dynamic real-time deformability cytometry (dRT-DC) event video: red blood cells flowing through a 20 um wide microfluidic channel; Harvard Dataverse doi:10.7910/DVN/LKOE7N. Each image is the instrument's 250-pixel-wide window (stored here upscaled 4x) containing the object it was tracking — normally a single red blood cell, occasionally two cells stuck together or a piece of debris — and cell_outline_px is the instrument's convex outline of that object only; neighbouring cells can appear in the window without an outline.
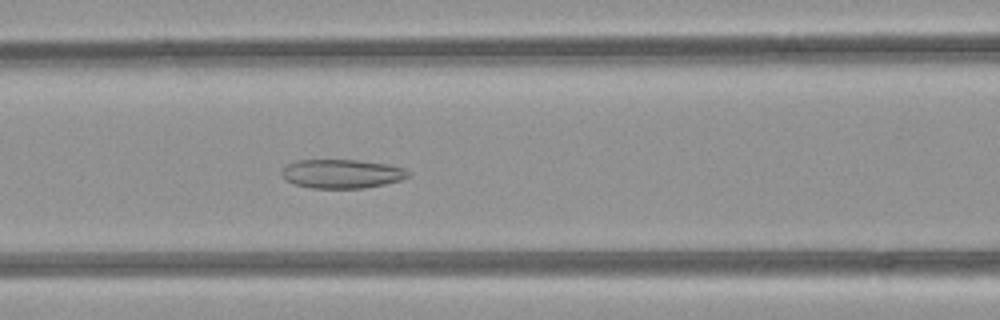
{"species": "common noctule bat (a hibernating species)", "species_latin": "Nyctalus noctula", "temperature_condition": "room temperature", "stored_images_in_passage": 52, "camera_frame_rate_fps": 3000, "um_per_image_px": 0.085, "animal": {"sex": "female", "body_mass_g": 21.9}, "frame": {"image": 1, "passage_image": 22, "time_ms": 7.0, "image_size_px": [1000, 320], "cell_outline_px": [[412, 176], [400, 180], [384, 184], [364, 188], [308, 188], [284, 180], [280, 172], [288, 164], [296, 160], [356, 160], [388, 164], [404, 168], [412, 172]], "centroid_in_image_um": [29.08, 14.77], "position_along_channel_um": 137.5, "area_um2": 21.5}}
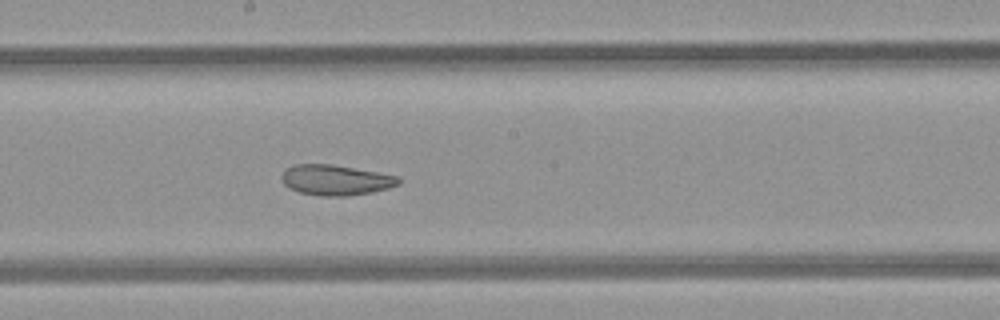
{"frame": {"image": 2, "passage_image": 28, "time_ms": 9.0, "image_size_px": [1000, 320], "cell_outline_px": [[400, 184], [388, 188], [372, 192], [348, 196], [320, 196], [300, 192], [288, 188], [280, 180], [280, 176], [284, 168], [296, 164], [332, 164], [400, 176]], "centroid_in_image_um": [28.5, 15.3], "position_along_channel_um": 219.7, "area_um2": 20.98}}
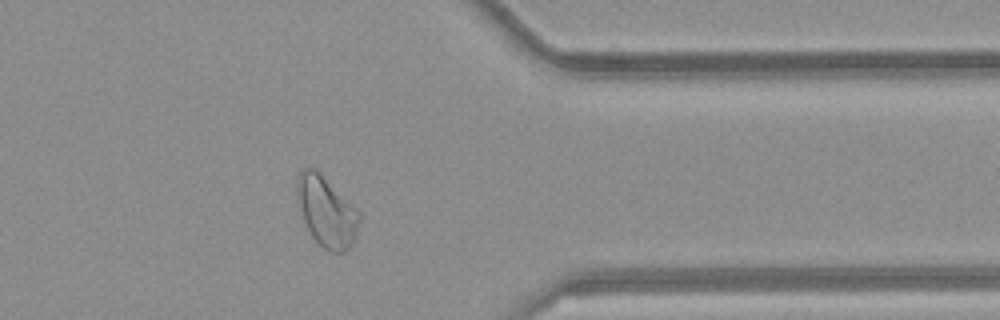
{"frame": {"image": 3, "passage_image": 41, "time_ms": 13.333, "image_size_px": [1000, 320], "cell_outline_px": [[360, 220], [356, 236], [352, 244], [344, 252], [332, 252], [324, 248], [312, 236], [304, 224], [296, 200], [296, 176], [304, 168], [316, 168], [360, 212]], "centroid_in_image_um": [27.72, 17.96], "position_along_channel_um": 383.7, "area_um2": 25.78}, "authors_computed_cell_mechanics": {"area_um2": 27.166, "velocity_mm_per_s": 4.1042, "shape_relaxation_time_tau1_ms": null, "shape_relaxation_time_tau2_ms": 3.1469, "deformation_change_tau1": null, "deformation_change_tau2": 0.096}}